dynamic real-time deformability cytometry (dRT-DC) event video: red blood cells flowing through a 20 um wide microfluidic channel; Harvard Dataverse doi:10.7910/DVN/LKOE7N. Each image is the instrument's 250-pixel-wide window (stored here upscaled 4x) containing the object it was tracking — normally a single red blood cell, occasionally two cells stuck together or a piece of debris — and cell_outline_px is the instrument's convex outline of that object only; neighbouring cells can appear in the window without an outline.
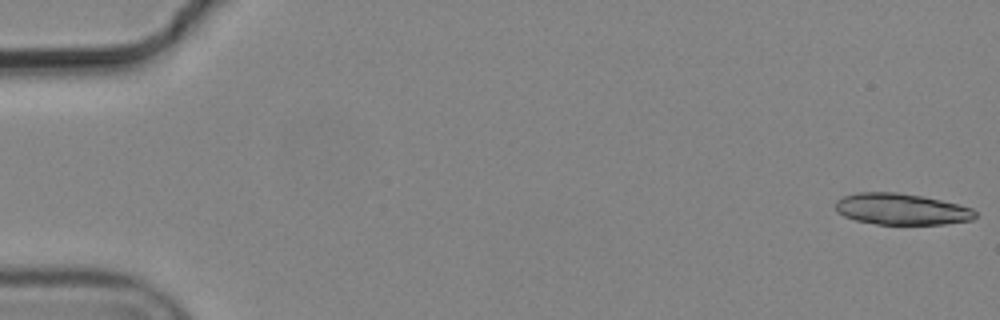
{"species": "common noctule bat (a hibernating species)", "species_latin": "Nyctalus noctula", "temperature_condition": "cold", "stored_images_in_passage": 6, "camera_frame_rate_fps": 3000, "um_per_image_px": 0.085, "animal": {"sex": "male", "body_mass_g": 19.2, "forearm_length_mm": 51.8}, "frame": {"image": 1, "passage_image": 1, "time_ms": 0.0, "image_size_px": [1000, 320], "cell_outline_px": [[976, 216], [972, 220], [944, 224], [876, 224], [856, 220], [844, 216], [836, 212], [836, 200], [844, 196], [856, 192], [896, 192], [924, 196], [972, 208], [976, 212]], "centroid_in_image_um": [76.6, 17.77], "position_along_channel_um": 8.4, "area_um2": 25.49}}